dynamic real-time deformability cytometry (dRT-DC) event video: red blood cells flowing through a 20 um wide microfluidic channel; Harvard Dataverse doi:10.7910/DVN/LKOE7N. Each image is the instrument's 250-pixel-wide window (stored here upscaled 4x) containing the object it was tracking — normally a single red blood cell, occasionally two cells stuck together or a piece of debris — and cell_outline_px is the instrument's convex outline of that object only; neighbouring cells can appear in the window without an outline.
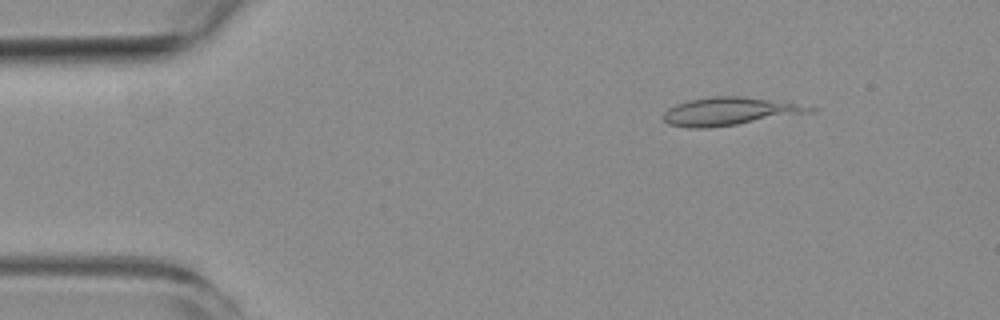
{"species": "common noctule bat (a hibernating species)", "species_latin": "Nyctalus noctula", "temperature_condition": "room temperature", "stored_images_in_passage": 11, "camera_frame_rate_fps": 3000, "um_per_image_px": 0.085, "animal": {"sex": "female", "body_mass_g": 19.3, "forearm_length_mm": 54.1}, "frame": {"image": 1, "passage_image": 8, "time_ms": 2.333, "image_size_px": [1000, 320], "cell_outline_px": [[816, 108], [812, 112], [736, 124], [708, 128], [688, 128], [668, 124], [664, 120], [664, 112], [668, 108], [676, 104], [688, 100], [712, 96], [744, 96], [788, 100]], "centroid_in_image_um": [62.06, 9.44], "position_along_channel_um": 22.9, "area_um2": 24.16}}